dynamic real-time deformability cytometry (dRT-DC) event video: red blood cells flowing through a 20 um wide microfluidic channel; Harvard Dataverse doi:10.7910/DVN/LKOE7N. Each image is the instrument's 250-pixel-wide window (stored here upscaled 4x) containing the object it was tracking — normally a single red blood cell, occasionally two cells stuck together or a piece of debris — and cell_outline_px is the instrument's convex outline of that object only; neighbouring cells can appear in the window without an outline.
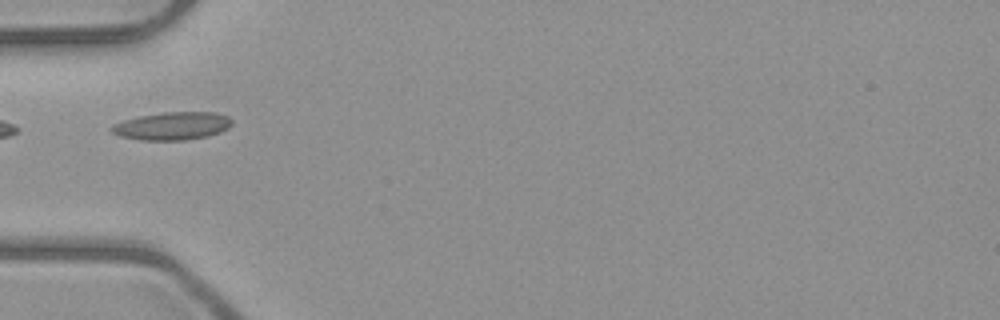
{"species": "common noctule bat (a hibernating species)", "species_latin": "Nyctalus noctula", "temperature_condition": "room temperature", "stored_images_in_passage": 6, "camera_frame_rate_fps": 3000, "um_per_image_px": 0.085, "animal": {"sex": "male", "body_mass_g": 23.1, "forearm_length_mm": 52.7}, "frame": {"image": 1, "passage_image": 6, "time_ms": 6.667, "image_size_px": [1000, 320], "cell_outline_px": [[232, 124], [228, 128], [220, 132], [208, 136], [184, 140], [140, 140], [120, 136], [112, 132], [108, 128], [112, 124], [124, 120], [140, 116], [164, 112], [216, 112], [228, 116], [232, 120]], "centroid_in_image_um": [14.64, 10.7], "position_along_channel_um": 70.4, "area_um2": 19.65}}